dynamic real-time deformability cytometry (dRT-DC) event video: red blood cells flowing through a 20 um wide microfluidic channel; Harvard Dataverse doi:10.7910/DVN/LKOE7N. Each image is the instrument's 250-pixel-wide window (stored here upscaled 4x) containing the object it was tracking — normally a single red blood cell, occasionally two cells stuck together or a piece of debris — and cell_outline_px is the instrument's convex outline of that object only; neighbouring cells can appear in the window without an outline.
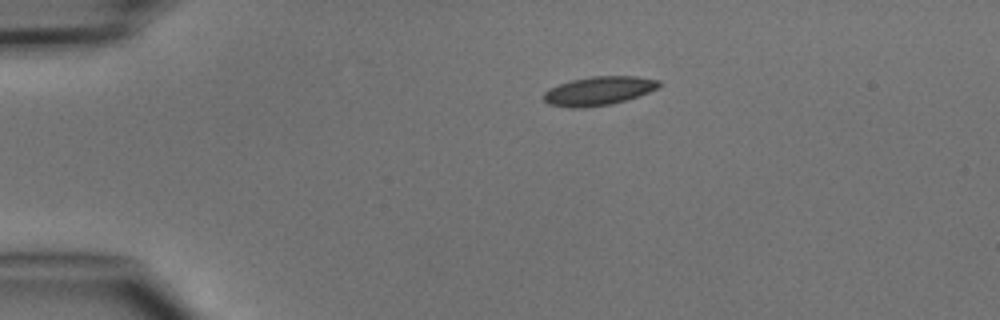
{"species": "common noctule bat (a hibernating species)", "species_latin": "Nyctalus noctula", "temperature_condition": "cold", "stored_images_in_passage": 2, "camera_frame_rate_fps": 3000, "um_per_image_px": 0.085, "animal": {"sex": "male", "body_mass_g": 15.6}, "frame": {"image": 1, "passage_image": 1, "time_ms": 0.0, "image_size_px": [1000, 320], "cell_outline_px": [[660, 84], [656, 88], [648, 92], [612, 104], [584, 108], [572, 108], [548, 104], [544, 100], [544, 92], [548, 88], [572, 80], [592, 76], [636, 76], [660, 80]], "centroid_in_image_um": [50.85, 7.72], "position_along_channel_um": 34.1, "area_um2": 19.19}}